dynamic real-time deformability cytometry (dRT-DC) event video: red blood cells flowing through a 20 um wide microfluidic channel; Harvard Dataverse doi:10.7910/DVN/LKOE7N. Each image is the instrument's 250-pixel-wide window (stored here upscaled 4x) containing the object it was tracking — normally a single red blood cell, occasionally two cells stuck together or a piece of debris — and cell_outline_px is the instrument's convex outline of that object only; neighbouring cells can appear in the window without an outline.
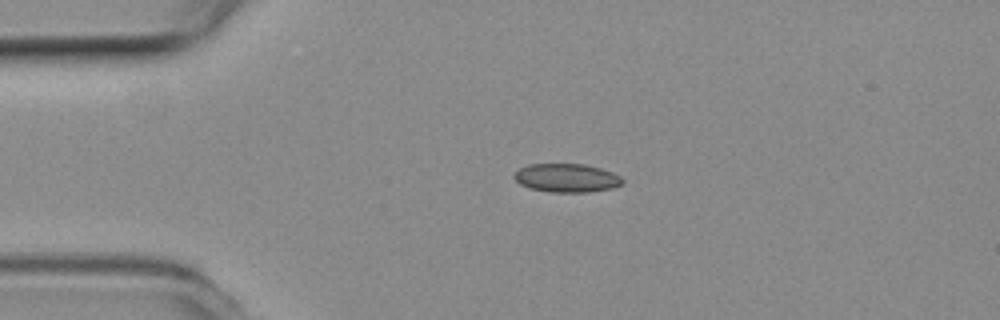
{"species": "common noctule bat (a hibernating species)", "species_latin": "Nyctalus noctula", "temperature_condition": "room temperature", "stored_images_in_passage": 43, "camera_frame_rate_fps": 3000, "um_per_image_px": 0.085, "animal": {"sex": "female", "body_mass_g": 19.3, "forearm_length_mm": 54.1}, "frame": {"image": 1, "passage_image": 1, "time_ms": 0.0, "image_size_px": [1000, 320], "cell_outline_px": [[624, 180], [620, 184], [612, 188], [588, 192], [548, 192], [532, 188], [520, 184], [512, 176], [520, 168], [528, 164], [584, 164], [600, 168], [612, 172], [620, 176]], "centroid_in_image_um": [48.16, 15.12], "position_along_channel_um": 36.8, "area_um2": 17.92}}
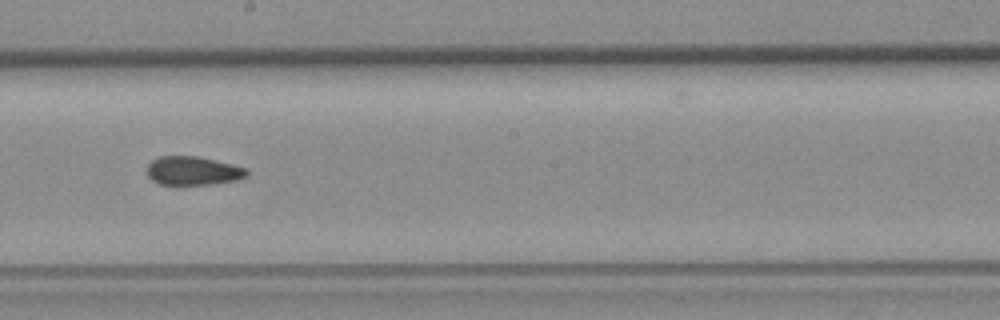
{"frame": {"image": 2, "passage_image": 19, "time_ms": 6.0, "image_size_px": [1000, 320], "cell_outline_px": [[248, 176], [236, 180], [212, 184], [160, 184], [152, 180], [148, 176], [148, 164], [152, 160], [160, 156], [196, 156], [232, 164], [244, 168], [248, 172]], "centroid_in_image_um": [16.4, 14.51], "position_along_channel_um": 231.8, "area_um2": 16.47}}
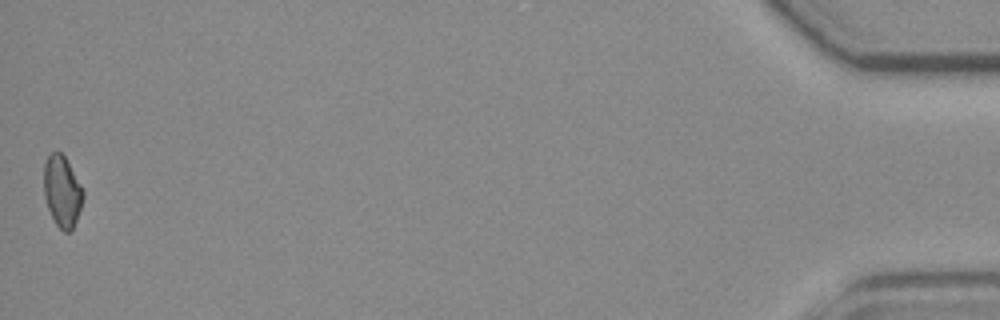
{"frame": {"image": 3, "passage_image": 43, "time_ms": 14.0, "image_size_px": [1000, 320], "cell_outline_px": [[84, 196], [76, 220], [72, 228], [68, 232], [64, 232], [56, 224], [48, 208], [44, 196], [44, 164], [48, 156], [52, 152], [60, 152], [64, 156], [80, 184], [84, 192]], "centroid_in_image_um": [5.27, 16.26], "position_along_channel_um": 429.9, "area_um2": 15.95}, "authors_computed_cell_mechanics": {"area_um2": 17.2244, "velocity_mm_per_s": 3.7758, "shape_relaxation_time_tau1_ms": null, "shape_relaxation_time_tau2_ms": 6.1435, "deformation_change_tau1": null, "deformation_change_tau2": 0.0965}}